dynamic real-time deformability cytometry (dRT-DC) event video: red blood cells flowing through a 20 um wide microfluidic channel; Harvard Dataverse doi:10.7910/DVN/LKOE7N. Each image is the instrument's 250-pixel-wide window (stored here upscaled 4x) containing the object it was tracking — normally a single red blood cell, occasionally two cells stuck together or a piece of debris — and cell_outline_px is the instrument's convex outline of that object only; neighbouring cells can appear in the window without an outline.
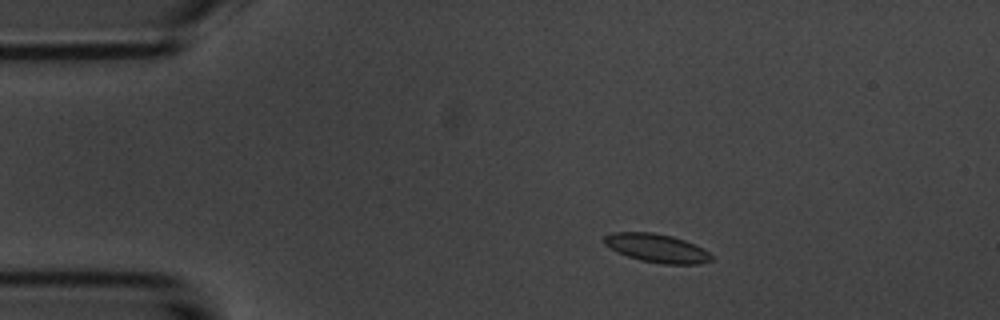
{"species": "common noctule bat (a hibernating species)", "species_latin": "Nyctalus noctula", "temperature_condition": "room temperature", "stored_images_in_passage": 4, "camera_frame_rate_fps": 3000, "um_per_image_px": 0.085, "animal": {"sex": "male", "body_mass_g": 20.1, "forearm_length_mm": 53.5}, "frame": {"image": 1, "passage_image": 1, "time_ms": 0.0, "image_size_px": [1000, 320], "cell_outline_px": [[712, 260], [696, 264], [664, 264], [640, 260], [616, 252], [604, 244], [604, 236], [612, 232], [652, 232], [672, 236], [684, 240], [704, 248], [712, 256]], "centroid_in_image_um": [55.81, 21.08], "position_along_channel_um": 29.2, "area_um2": 17.8}}
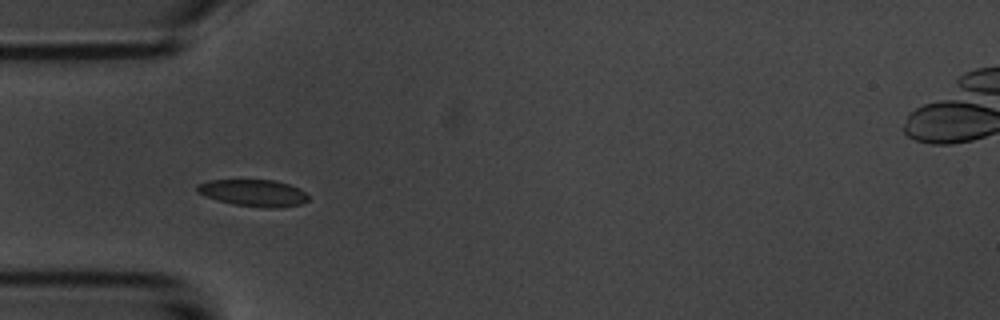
{"frame": {"image": 2, "passage_image": 3, "time_ms": 2.333, "image_size_px": [1000, 320], "cell_outline_px": [[308, 200], [300, 204], [280, 208], [264, 208], [232, 204], [204, 196], [196, 192], [196, 184], [208, 180], [272, 180], [288, 184], [300, 188], [308, 196]], "centroid_in_image_um": [21.51, 16.4], "position_along_channel_um": 63.5, "area_um2": 17.51}}